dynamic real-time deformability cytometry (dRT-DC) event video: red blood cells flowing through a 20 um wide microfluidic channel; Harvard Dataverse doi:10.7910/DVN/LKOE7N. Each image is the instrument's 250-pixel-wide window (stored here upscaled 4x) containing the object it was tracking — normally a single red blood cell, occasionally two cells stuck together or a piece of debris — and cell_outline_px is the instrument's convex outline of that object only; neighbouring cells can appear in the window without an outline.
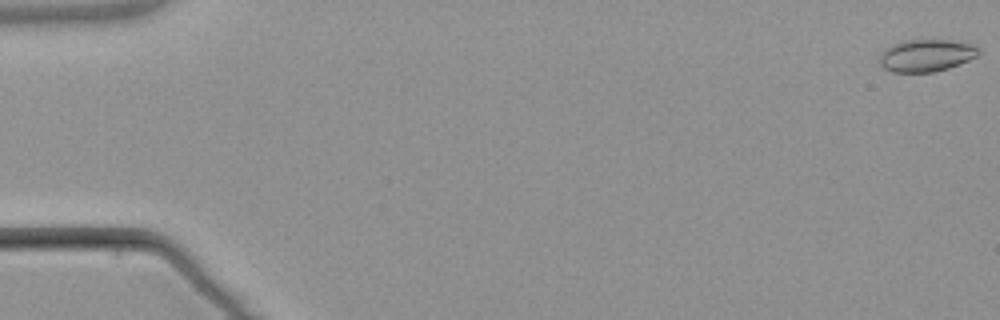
{"species": "common noctule bat (a hibernating species)", "species_latin": "Nyctalus noctula", "temperature_condition": "warm", "stored_images_in_passage": 6, "camera_frame_rate_fps": 3000, "um_per_image_px": 0.085, "animal": {"sex": "male", "body_mass_g": 21.5, "forearm_length_mm": 52.0}, "frame": {"image": 1, "passage_image": 1, "time_ms": 0.0, "image_size_px": [1000, 320], "cell_outline_px": [[980, 52], [976, 56], [960, 64], [936, 72], [892, 72], [884, 68], [876, 60], [880, 52], [884, 48], [892, 44], [904, 40], [952, 40], [972, 44], [980, 48]], "centroid_in_image_um": [78.68, 4.71], "position_along_channel_um": 6.3, "area_um2": 18.96}}
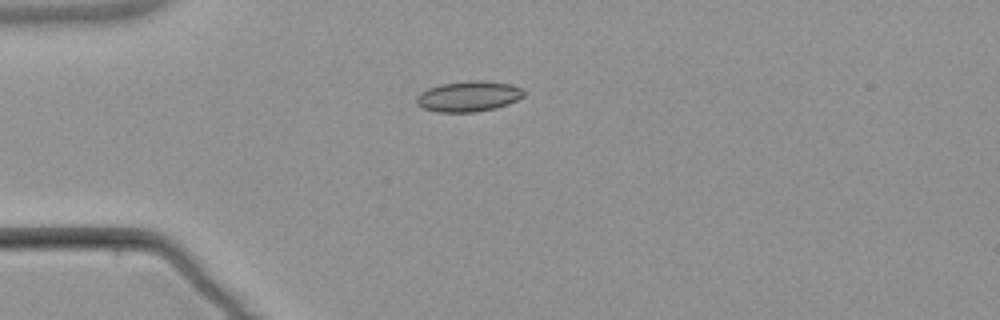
{"frame": {"image": 2, "passage_image": 4, "time_ms": 4.667, "image_size_px": [1000, 320], "cell_outline_px": [[524, 96], [508, 104], [476, 112], [440, 112], [424, 108], [416, 104], [416, 96], [420, 92], [428, 88], [440, 84], [472, 80], [476, 80], [512, 84], [524, 88]], "centroid_in_image_um": [39.82, 8.18], "position_along_channel_um": 45.2, "area_um2": 19.07}}
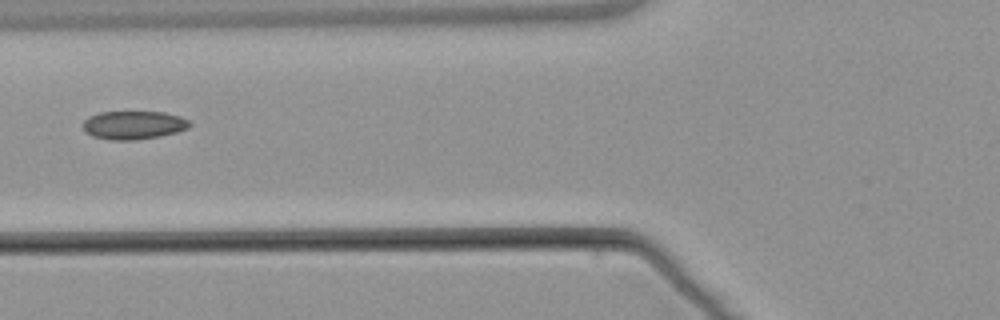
{"frame": {"image": 3, "passage_image": 6, "time_ms": 7.0, "image_size_px": [1000, 320], "cell_outline_px": [[192, 124], [188, 128], [176, 132], [160, 136], [132, 140], [108, 140], [92, 136], [84, 132], [84, 120], [88, 116], [100, 112], [164, 112], [180, 116], [188, 120]], "centroid_in_image_um": [11.34, 10.63], "position_along_channel_um": 114.5, "area_um2": 17.69}}